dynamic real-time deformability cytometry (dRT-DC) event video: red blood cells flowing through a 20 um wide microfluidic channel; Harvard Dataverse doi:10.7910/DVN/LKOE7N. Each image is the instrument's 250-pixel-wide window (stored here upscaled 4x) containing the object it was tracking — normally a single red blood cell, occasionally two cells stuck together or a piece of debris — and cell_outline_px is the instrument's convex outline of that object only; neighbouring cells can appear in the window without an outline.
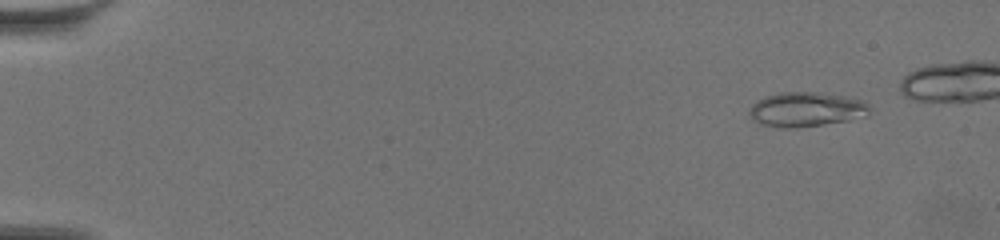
{"species": "common noctule bat (a hibernating species)", "species_latin": "Nyctalus noctula", "temperature_condition": "warm", "stored_images_in_passage": 55, "camera_frame_rate_fps": 3000, "um_per_image_px": 0.085, "animal": {"sex": "female", "body_mass_g": 19.5, "forearm_length_mm": 54.1}, "frame": {"image": 1, "passage_image": 6, "time_ms": 1.667, "image_size_px": [1000, 240], "cell_outline_px": [[868, 116], [848, 120], [824, 124], [792, 128], [784, 128], [760, 124], [752, 120], [748, 116], [748, 112], [752, 104], [756, 100], [764, 96], [780, 92], [816, 92], [844, 96], [860, 100], [868, 104]], "centroid_in_image_um": [68.46, 9.3], "position_along_channel_um": 16.5, "area_um2": 24.28}}
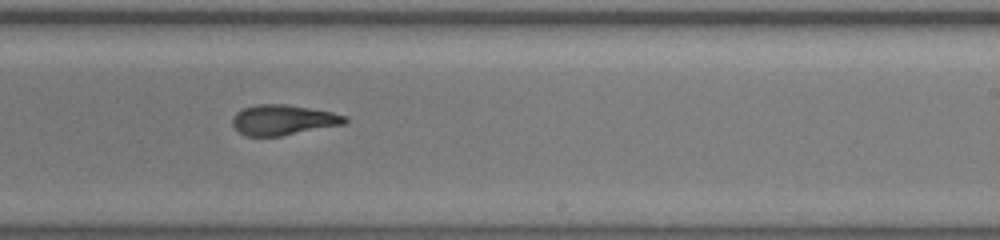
{"frame": {"image": 2, "passage_image": 40, "time_ms": 13.0, "image_size_px": [1000, 240], "cell_outline_px": [[348, 124], [280, 136], [244, 136], [232, 124], [232, 120], [236, 112], [244, 108], [256, 104], [284, 104], [332, 112], [348, 116]], "centroid_in_image_um": [24.11, 10.2], "position_along_channel_um": 264.9, "area_um2": 19.94}}
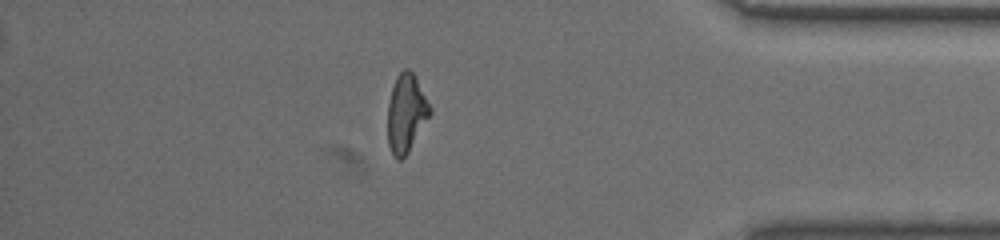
{"frame": {"image": 3, "passage_image": 54, "time_ms": 17.667, "image_size_px": [1000, 240], "cell_outline_px": [[432, 112], [408, 152], [400, 160], [396, 160], [388, 144], [388, 104], [392, 88], [396, 76], [404, 68], [408, 68], [416, 76], [432, 108]], "centroid_in_image_um": [34.53, 9.59], "position_along_channel_um": 400.7, "area_um2": 19.25}}